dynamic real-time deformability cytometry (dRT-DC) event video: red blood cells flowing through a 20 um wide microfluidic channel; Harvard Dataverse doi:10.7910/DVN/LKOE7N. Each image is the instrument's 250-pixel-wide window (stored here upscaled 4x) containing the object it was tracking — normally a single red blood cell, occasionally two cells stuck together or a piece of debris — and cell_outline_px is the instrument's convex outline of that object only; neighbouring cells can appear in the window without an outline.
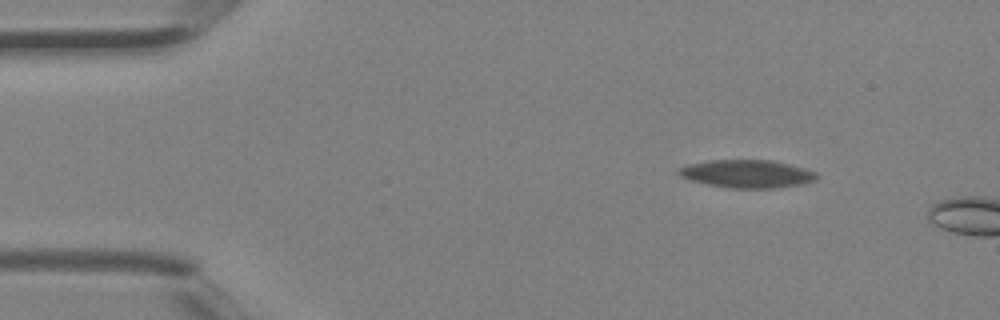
{"species": "Egyptian fruit bat (a non-hibernating species)", "species_latin": "Rousettus aegyptiacus", "temperature_condition": "room temperature", "stored_images_in_passage": 4, "camera_frame_rate_fps": 3000, "um_per_image_px": 0.085, "animal": {"sex": "female"}, "frame": {"image": 1, "passage_image": 4, "time_ms": 1.0, "image_size_px": [1000, 320], "cell_outline_px": [[816, 180], [800, 184], [772, 188], [728, 188], [708, 184], [692, 180], [680, 176], [676, 172], [676, 168], [688, 164], [712, 160], [772, 160], [804, 168], [816, 172]], "centroid_in_image_um": [63.45, 14.77], "position_along_channel_um": 21.5, "area_um2": 22.31}}